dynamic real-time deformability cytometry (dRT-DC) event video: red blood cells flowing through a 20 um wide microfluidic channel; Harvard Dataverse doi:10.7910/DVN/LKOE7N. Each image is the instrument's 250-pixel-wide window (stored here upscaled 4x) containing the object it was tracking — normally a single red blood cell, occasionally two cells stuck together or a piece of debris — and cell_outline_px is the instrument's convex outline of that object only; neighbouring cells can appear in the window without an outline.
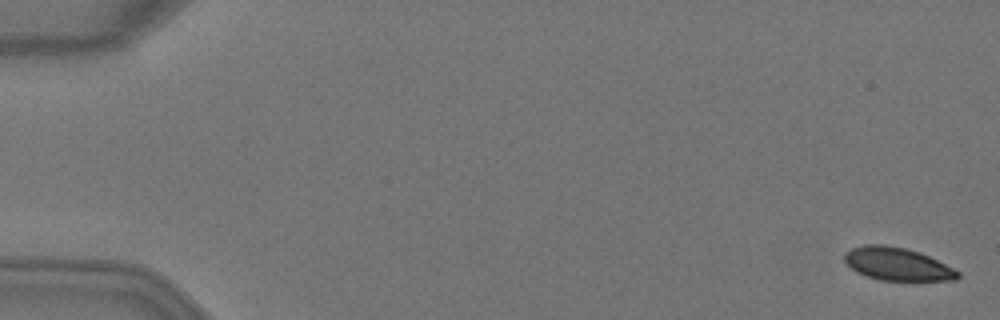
{"species": "Egyptian fruit bat (a non-hibernating species)", "species_latin": "Rousettus aegyptiacus", "temperature_condition": "warm", "stored_images_in_passage": 5, "camera_frame_rate_fps": 3000, "um_per_image_px": 0.085, "animal": {"sex": "female"}, "frame": {"image": 1, "passage_image": 1, "time_ms": 0.0, "image_size_px": [1000, 320], "cell_outline_px": [[960, 276], [956, 280], [880, 280], [864, 276], [856, 272], [844, 260], [844, 252], [852, 248], [864, 244], [884, 244], [908, 248], [920, 252], [960, 272]], "centroid_in_image_um": [76.23, 22.43], "position_along_channel_um": 8.8, "area_um2": 21.73}}
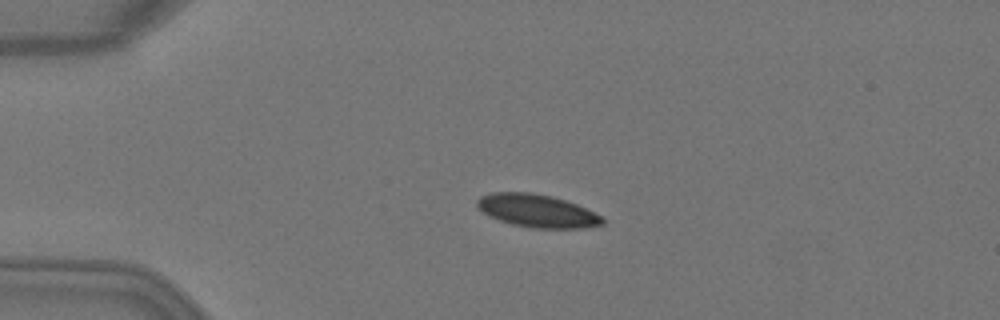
{"frame": {"image": 2, "passage_image": 4, "time_ms": 1.0, "image_size_px": [1000, 320], "cell_outline_px": [[604, 224], [588, 228], [532, 228], [512, 224], [488, 216], [476, 208], [476, 200], [480, 196], [492, 192], [532, 192], [552, 196], [576, 204], [604, 216]], "centroid_in_image_um": [45.65, 17.92], "position_along_channel_um": 39.4, "area_um2": 24.33}}